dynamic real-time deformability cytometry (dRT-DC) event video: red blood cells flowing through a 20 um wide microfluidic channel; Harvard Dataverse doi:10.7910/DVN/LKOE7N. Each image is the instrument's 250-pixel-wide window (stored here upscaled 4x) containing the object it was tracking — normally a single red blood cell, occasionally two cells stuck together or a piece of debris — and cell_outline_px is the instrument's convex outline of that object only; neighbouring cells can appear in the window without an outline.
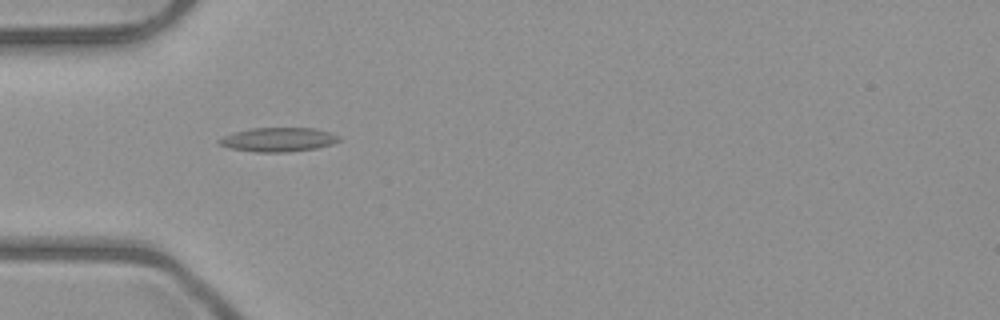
{"species": "common noctule bat (a hibernating species)", "species_latin": "Nyctalus noctula", "temperature_condition": "room temperature", "stored_images_in_passage": 6, "camera_frame_rate_fps": 3000, "um_per_image_px": 0.085, "animal": {"sex": "male", "body_mass_g": 23.1, "forearm_length_mm": 52.7}, "frame": {"image": 1, "passage_image": 5, "time_ms": 5.333, "image_size_px": [1000, 320], "cell_outline_px": [[340, 140], [332, 144], [316, 148], [284, 152], [256, 152], [232, 148], [220, 144], [216, 140], [224, 136], [236, 132], [252, 128], [316, 128], [340, 136]], "centroid_in_image_um": [23.68, 11.86], "position_along_channel_um": 61.3, "area_um2": 16.59}}
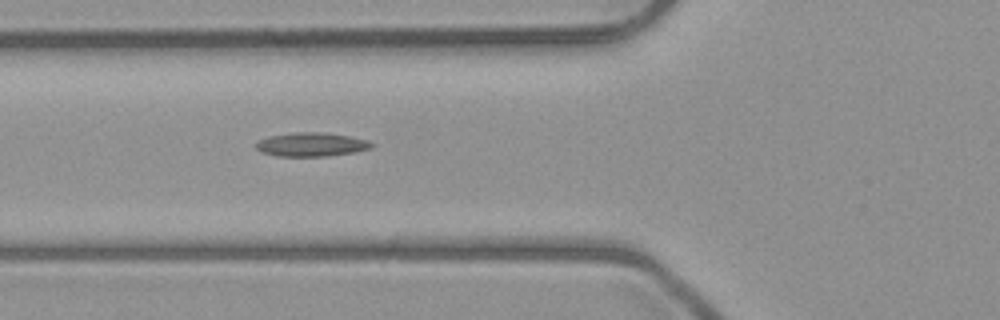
{"frame": {"image": 2, "passage_image": 6, "time_ms": 6.333, "image_size_px": [1000, 320], "cell_outline_px": [[376, 144], [372, 148], [352, 152], [328, 156], [276, 156], [260, 152], [256, 148], [256, 144], [260, 140], [268, 136], [292, 132], [324, 132], [348, 136], [368, 140]], "centroid_in_image_um": [26.47, 12.28], "position_along_channel_um": 99.3, "area_um2": 16.13}}